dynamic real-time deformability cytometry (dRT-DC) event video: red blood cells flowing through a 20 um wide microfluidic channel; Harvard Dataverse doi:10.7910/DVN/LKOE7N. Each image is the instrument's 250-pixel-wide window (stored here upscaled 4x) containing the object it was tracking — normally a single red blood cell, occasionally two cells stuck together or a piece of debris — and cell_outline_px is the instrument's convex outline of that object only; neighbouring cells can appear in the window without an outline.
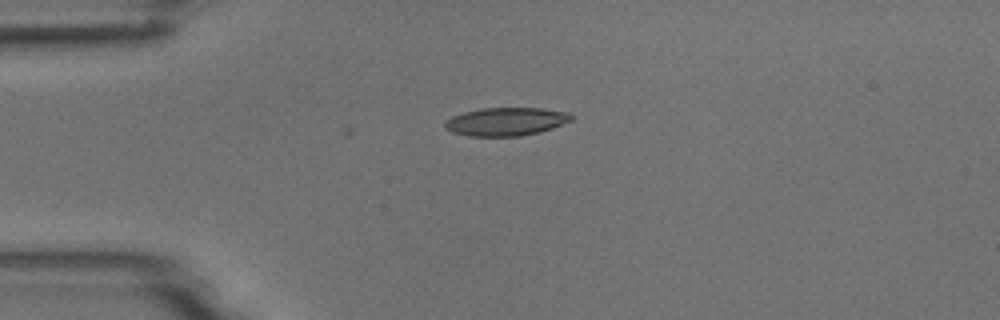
{"species": "common noctule bat (a hibernating species)", "species_latin": "Nyctalus noctula", "temperature_condition": "room temperature", "stored_images_in_passage": 12, "camera_frame_rate_fps": 3000, "um_per_image_px": 0.085, "animal": {"sex": "male", "body_mass_g": 18.8}, "frame": {"image": 1, "passage_image": 5, "time_ms": 5.333, "image_size_px": [1000, 320], "cell_outline_px": [[572, 120], [552, 128], [520, 136], [468, 136], [452, 132], [444, 128], [444, 124], [452, 116], [464, 112], [484, 108], [540, 108], [568, 112], [572, 116]], "centroid_in_image_um": [42.99, 10.33], "position_along_channel_um": 42.0, "area_um2": 20.58}}
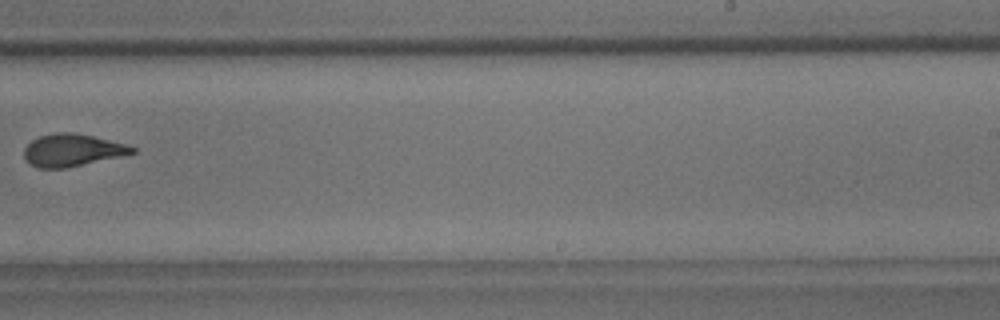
{"frame": {"image": 2, "passage_image": 11, "time_ms": 12.333, "image_size_px": [1000, 320], "cell_outline_px": [[136, 152], [120, 156], [68, 168], [36, 168], [28, 164], [24, 156], [24, 148], [32, 140], [40, 136], [56, 132], [72, 132], [92, 136], [124, 144], [136, 148]], "centroid_in_image_um": [6.09, 12.78], "position_along_channel_um": 282.9, "area_um2": 20.29}}
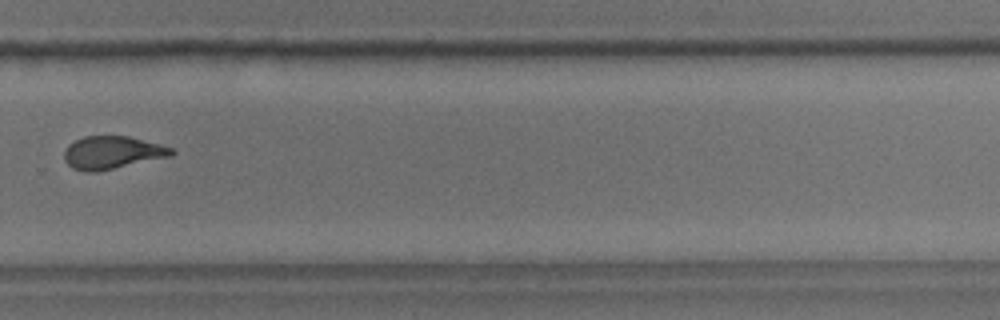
{"frame": {"image": 3, "passage_image": 12, "time_ms": 13.333, "image_size_px": [1000, 320], "cell_outline_px": [[176, 152], [172, 156], [96, 172], [84, 172], [72, 168], [64, 160], [64, 152], [68, 144], [84, 136], [128, 136], [160, 144], [172, 148]], "centroid_in_image_um": [9.53, 12.97], "position_along_channel_um": 320.3, "area_um2": 20.58}}